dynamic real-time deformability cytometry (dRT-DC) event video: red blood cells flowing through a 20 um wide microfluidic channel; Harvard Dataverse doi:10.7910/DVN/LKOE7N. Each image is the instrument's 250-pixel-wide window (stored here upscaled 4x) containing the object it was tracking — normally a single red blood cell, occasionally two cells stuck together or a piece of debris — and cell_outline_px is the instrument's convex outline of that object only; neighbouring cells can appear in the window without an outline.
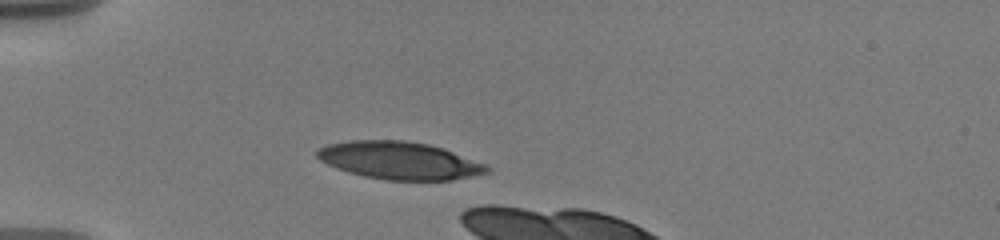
{"species": "human", "species_latin": "Homo sapiens", "temperature_condition": "warm", "stored_images_in_passage": 7, "camera_frame_rate_fps": 3000, "um_per_image_px": 0.085, "donor": {"sex": "male"}, "frame": {"image": 1, "passage_image": 1, "time_ms": 0.0, "image_size_px": [1000, 240], "cell_outline_px": [[492, 168], [488, 172], [472, 176], [452, 180], [388, 180], [364, 176], [348, 172], [336, 168], [320, 160], [316, 156], [316, 148], [328, 144], [352, 140], [404, 140], [428, 144], [488, 164]], "centroid_in_image_um": [33.94, 13.64], "position_along_channel_um": 51.1, "area_um2": 37.17}}